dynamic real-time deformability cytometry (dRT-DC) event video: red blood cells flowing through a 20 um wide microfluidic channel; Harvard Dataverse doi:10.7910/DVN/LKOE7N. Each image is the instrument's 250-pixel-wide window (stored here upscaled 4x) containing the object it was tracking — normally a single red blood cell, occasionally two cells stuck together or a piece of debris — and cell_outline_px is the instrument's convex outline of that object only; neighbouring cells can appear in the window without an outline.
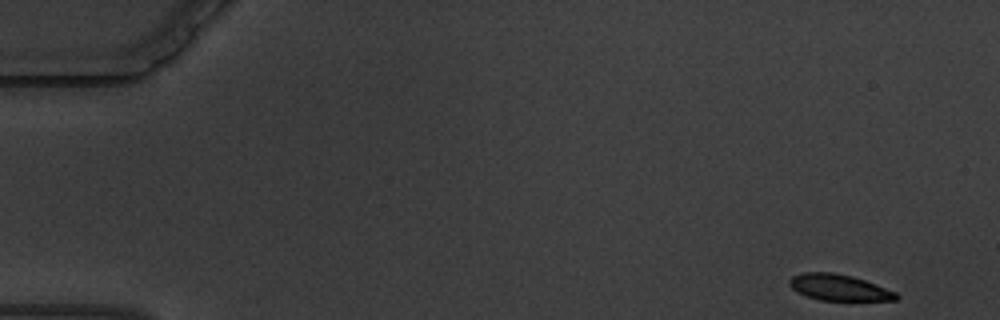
{"species": "common noctule bat (a hibernating species)", "species_latin": "Nyctalus noctula", "temperature_condition": "warm", "stored_images_in_passage": 58, "camera_frame_rate_fps": 3000, "um_per_image_px": 0.085, "animal": {"sex": "male", "body_mass_g": 19.5, "forearm_length_mm": 54.6}, "frame": {"image": 1, "passage_image": 1, "time_ms": 0.0, "image_size_px": [1000, 320], "cell_outline_px": [[900, 296], [896, 300], [820, 300], [796, 292], [788, 284], [788, 280], [792, 276], [804, 272], [832, 272], [852, 276], [864, 280], [896, 292]], "centroid_in_image_um": [71.28, 24.43], "position_along_channel_um": 13.7, "area_um2": 16.18}}
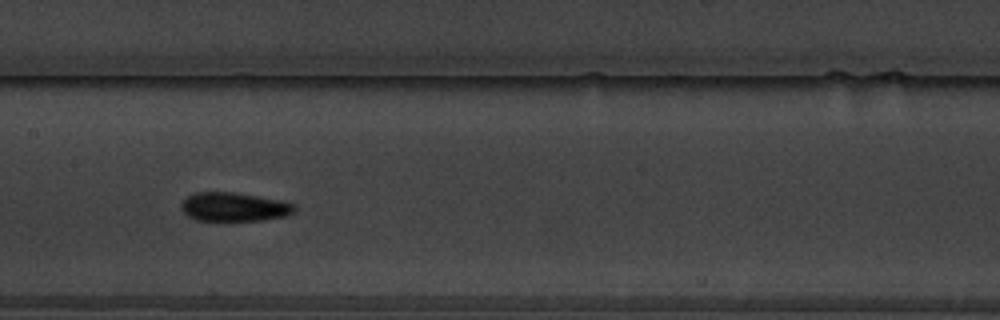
{"frame": {"image": 2, "passage_image": 28, "time_ms": 9.0, "image_size_px": [1000, 320], "cell_outline_px": [[296, 208], [292, 212], [284, 216], [264, 220], [228, 224], [224, 224], [196, 220], [188, 216], [180, 208], [180, 204], [188, 196], [196, 192], [232, 192], [284, 200], [296, 204]], "centroid_in_image_um": [19.88, 17.64], "position_along_channel_um": 187.5, "area_um2": 20.06}}
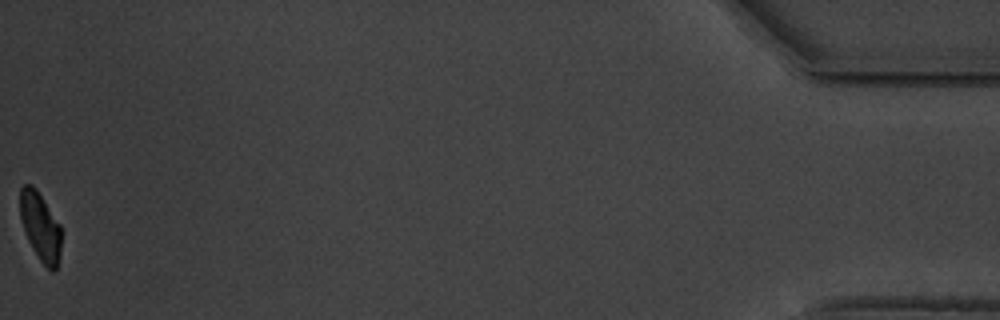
{"frame": {"image": 3, "passage_image": 58, "time_ms": 19.0, "image_size_px": [1000, 320], "cell_outline_px": [[60, 252], [56, 268], [52, 272], [40, 260], [28, 240], [20, 220], [20, 188], [24, 184], [32, 184], [36, 188], [60, 224]], "centroid_in_image_um": [3.41, 19.22], "position_along_channel_um": 431.8, "area_um2": 16.24}, "authors_computed_cell_mechanics": {"area_um2": 18.0914, "velocity_mm_per_s": 3.3757, "shape_relaxation_time_tau1_ms": 3.4535, "shape_relaxation_time_tau2_ms": 3.0807, "deformation_change_tau1": 0.128, "deformation_change_tau2": 0.0821}}